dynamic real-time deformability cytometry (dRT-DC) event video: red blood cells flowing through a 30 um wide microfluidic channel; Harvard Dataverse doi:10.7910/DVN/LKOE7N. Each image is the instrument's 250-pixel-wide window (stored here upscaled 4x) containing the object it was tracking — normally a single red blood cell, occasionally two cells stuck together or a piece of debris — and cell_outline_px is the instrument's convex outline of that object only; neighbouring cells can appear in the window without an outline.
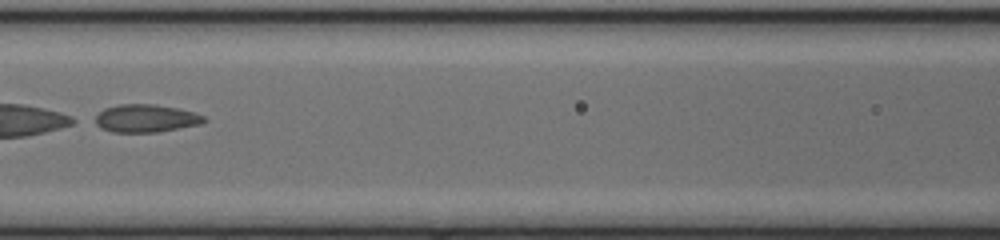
{"species": "common noctule bat (a hibernating species)", "species_latin": "Nyctalus noctula", "temperature_condition": "cold", "stored_images_in_passage": 25, "camera_frame_rate_fps": 3000, "um_per_image_px": 0.085, "animal": {"sex": "female", "body_mass_g": 17.0, "forearm_length_mm": 48.0}, "frame": {"image": 1, "passage_image": 9, "time_ms": 2.667, "image_size_px": [1000, 240], "cell_outline_px": [[208, 120], [200, 124], [160, 132], [112, 132], [100, 128], [88, 120], [104, 108], [120, 104], [156, 104], [176, 108], [192, 112], [204, 116]], "centroid_in_image_um": [12.3, 10.06], "position_along_channel_um": 154.3, "area_um2": 18.03}}
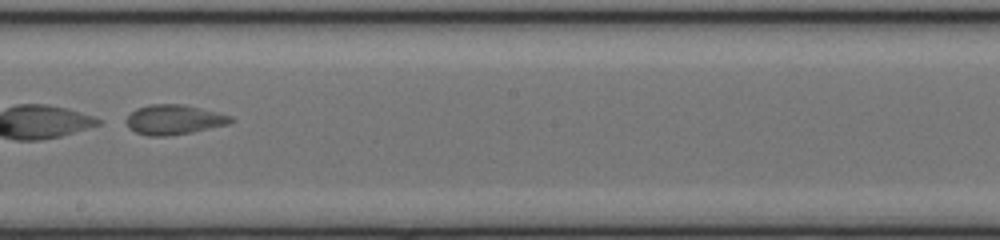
{"frame": {"image": 2, "passage_image": 15, "time_ms": 4.667, "image_size_px": [1000, 240], "cell_outline_px": [[236, 120], [228, 124], [192, 132], [168, 136], [148, 136], [136, 132], [128, 128], [128, 116], [136, 108], [148, 104], [180, 104], [200, 108], [232, 116]], "centroid_in_image_um": [14.8, 10.17], "position_along_channel_um": 233.4, "area_um2": 18.03}}
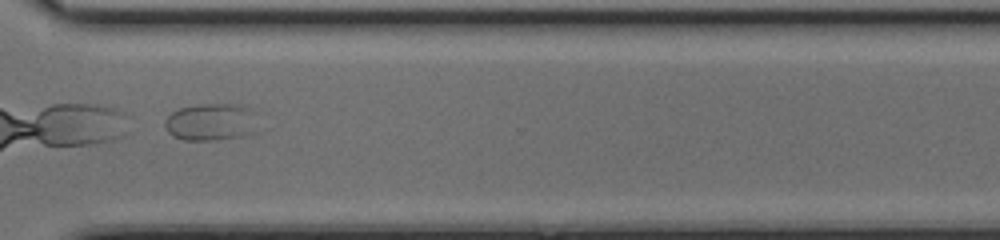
{"frame": {"image": 3, "passage_image": 24, "time_ms": 7.667, "image_size_px": [1000, 240], "cell_outline_px": [[256, 112], [248, 132], [240, 136], [212, 140], [184, 140], [172, 136], [168, 132], [164, 124], [168, 116], [172, 112], [180, 108], [200, 104], [240, 104]], "centroid_in_image_um": [17.83, 10.35], "position_along_channel_um": 352.8, "area_um2": 19.59}}